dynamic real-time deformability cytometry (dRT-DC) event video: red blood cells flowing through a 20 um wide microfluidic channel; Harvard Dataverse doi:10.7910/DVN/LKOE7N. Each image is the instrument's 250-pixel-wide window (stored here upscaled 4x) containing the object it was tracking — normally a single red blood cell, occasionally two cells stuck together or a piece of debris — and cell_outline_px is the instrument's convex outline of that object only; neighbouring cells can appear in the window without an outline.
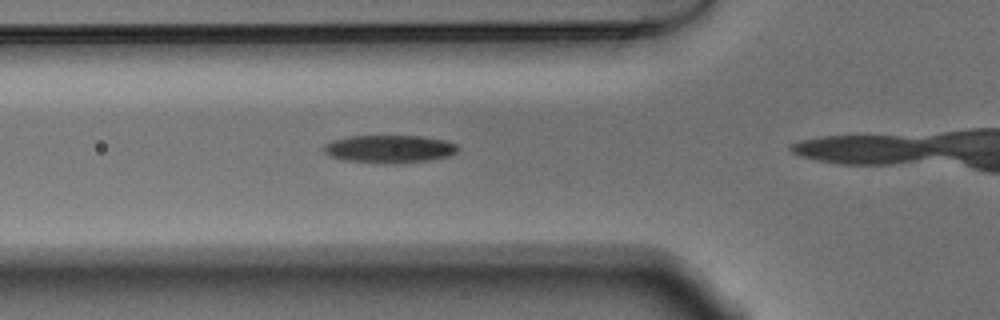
{"species": "Egyptian fruit bat (a non-hibernating species)", "species_latin": "Rousettus aegyptiacus", "temperature_condition": "warm", "stored_images_in_passage": 15, "camera_frame_rate_fps": 3000, "um_per_image_px": 0.085, "animal": {"sex": "male"}, "frame": {"image": 1, "passage_image": 11, "time_ms": 3.333, "image_size_px": [1000, 320], "cell_outline_px": [[460, 148], [456, 152], [448, 156], [428, 160], [396, 164], [392, 164], [344, 160], [332, 156], [324, 152], [324, 144], [332, 140], [348, 136], [424, 136], [448, 140], [456, 144]], "centroid_in_image_um": [33.13, 12.65], "position_along_channel_um": 92.7, "area_um2": 21.85}}